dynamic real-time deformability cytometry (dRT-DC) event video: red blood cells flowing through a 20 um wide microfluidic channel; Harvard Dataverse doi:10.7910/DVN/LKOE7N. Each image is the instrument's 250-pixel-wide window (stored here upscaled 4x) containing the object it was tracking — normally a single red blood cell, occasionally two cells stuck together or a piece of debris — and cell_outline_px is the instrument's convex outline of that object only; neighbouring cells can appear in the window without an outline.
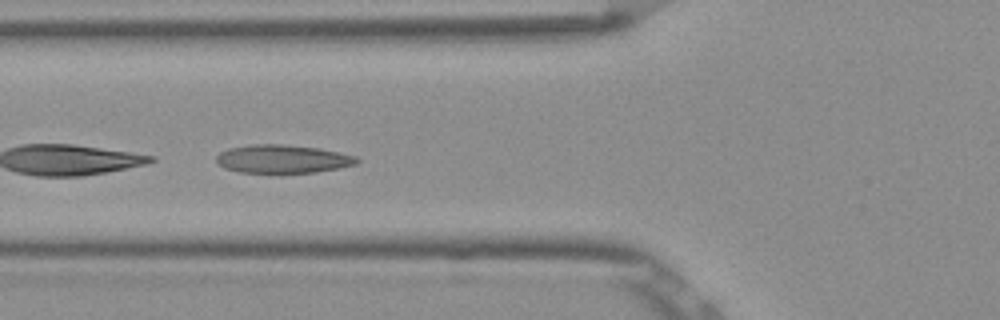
{"species": "Egyptian fruit bat (a non-hibernating species)", "species_latin": "Rousettus aegyptiacus", "temperature_condition": "room temperature", "stored_images_in_passage": 47, "camera_frame_rate_fps": 3000, "um_per_image_px": 0.085, "frame": {"image": 1, "passage_image": 20, "time_ms": 6.333, "image_size_px": [1000, 320], "cell_outline_px": [[360, 160], [356, 164], [316, 172], [240, 172], [224, 168], [216, 160], [216, 156], [220, 152], [228, 148], [252, 144], [284, 144], [320, 148], [356, 156]], "centroid_in_image_um": [24.01, 13.49], "position_along_channel_um": 101.8, "area_um2": 23.0}}
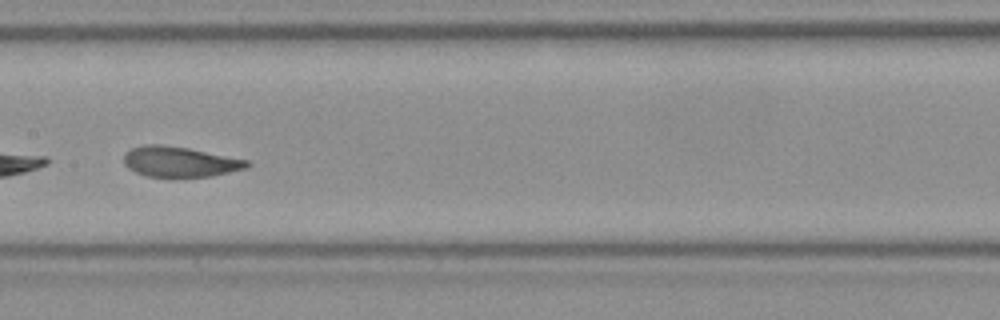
{"frame": {"image": 2, "passage_image": 27, "time_ms": 8.667, "image_size_px": [1000, 320], "cell_outline_px": [[252, 164], [248, 168], [212, 176], [148, 176], [136, 172], [128, 168], [124, 164], [124, 152], [132, 148], [144, 144], [160, 144], [188, 148], [248, 160]], "centroid_in_image_um": [15.29, 13.74], "position_along_channel_um": 192.1, "area_um2": 21.68}}
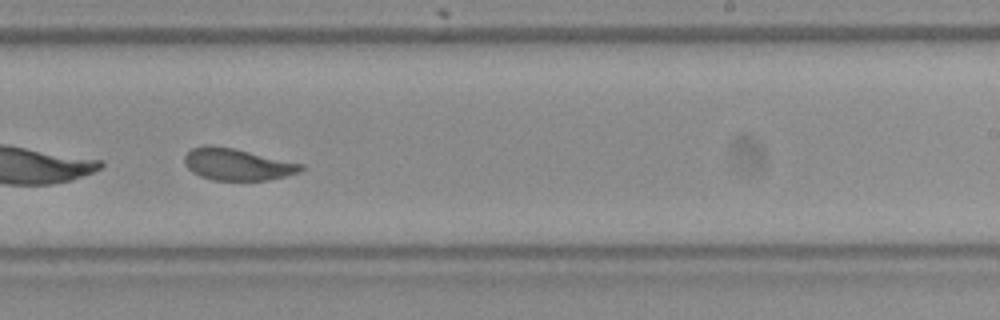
{"frame": {"image": 3, "passage_image": 33, "time_ms": 10.667, "image_size_px": [1000, 320], "cell_outline_px": [[304, 168], [300, 172], [268, 180], [212, 180], [200, 176], [192, 172], [184, 164], [184, 156], [192, 148], [204, 144], [212, 144], [232, 148], [304, 164]], "centroid_in_image_um": [20.13, 13.96], "position_along_channel_um": 268.9, "area_um2": 21.62}, "authors_computed_cell_mechanics": {"area_um2": 23.4668, "velocity_mm_per_s": 3.849, "shape_relaxation_time_tau1_ms": 5.1763, "shape_relaxation_time_tau2_ms": 1.5639, "deformation_change_tau1": 0.1649, "deformation_change_tau2": 0.0717}}